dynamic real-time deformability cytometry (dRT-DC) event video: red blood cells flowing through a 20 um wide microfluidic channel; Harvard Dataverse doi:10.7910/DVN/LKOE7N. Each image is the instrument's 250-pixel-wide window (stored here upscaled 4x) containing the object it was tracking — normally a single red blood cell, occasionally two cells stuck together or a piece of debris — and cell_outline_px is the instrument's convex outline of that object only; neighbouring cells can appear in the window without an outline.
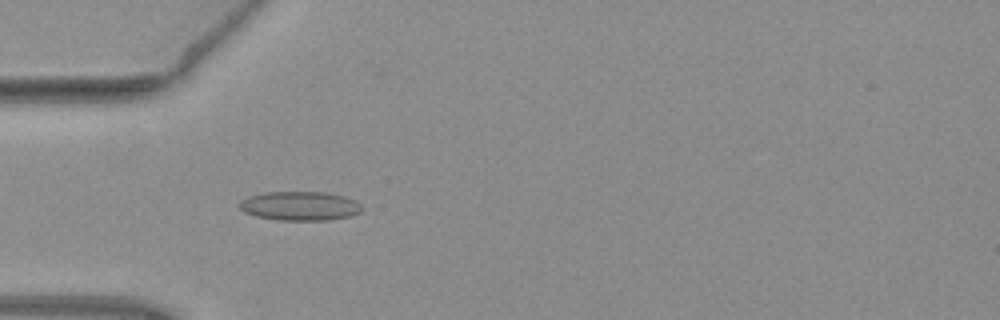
{"species": "common noctule bat (a hibernating species)", "species_latin": "Nyctalus noctula", "temperature_condition": "warm", "stored_images_in_passage": 5, "camera_frame_rate_fps": 3000, "um_per_image_px": 0.085, "animal": {"sex": "female", "body_mass_g": 19.3, "forearm_length_mm": 54.1}, "frame": {"image": 1, "passage_image": 4, "time_ms": 1.0, "image_size_px": [1000, 320], "cell_outline_px": [[364, 208], [360, 212], [348, 216], [328, 220], [276, 220], [256, 216], [244, 212], [240, 208], [240, 200], [248, 196], [264, 192], [324, 192], [344, 196], [356, 200]], "centroid_in_image_um": [25.49, 17.5], "position_along_channel_um": 59.5, "area_um2": 20.81}}
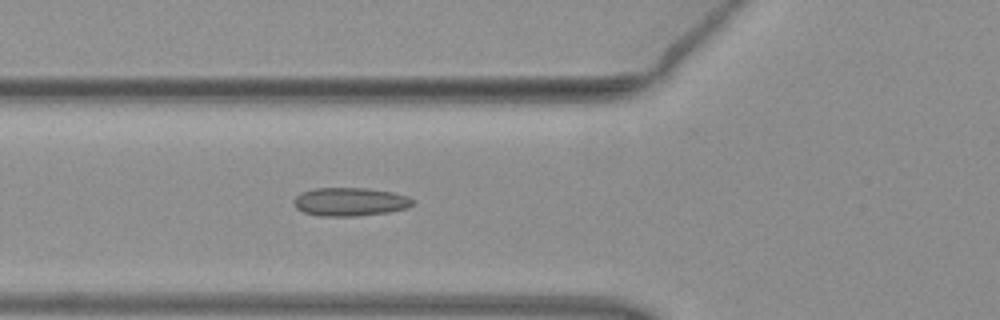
{"frame": {"image": 2, "passage_image": 5, "time_ms": 1.333, "image_size_px": [1000, 320], "cell_outline_px": [[412, 204], [408, 208], [388, 212], [356, 216], [320, 216], [304, 212], [296, 208], [292, 204], [292, 200], [300, 192], [316, 188], [368, 188], [392, 192], [408, 196], [412, 200]], "centroid_in_image_um": [29.71, 17.15], "position_along_channel_um": 96.1, "area_um2": 19.77}}